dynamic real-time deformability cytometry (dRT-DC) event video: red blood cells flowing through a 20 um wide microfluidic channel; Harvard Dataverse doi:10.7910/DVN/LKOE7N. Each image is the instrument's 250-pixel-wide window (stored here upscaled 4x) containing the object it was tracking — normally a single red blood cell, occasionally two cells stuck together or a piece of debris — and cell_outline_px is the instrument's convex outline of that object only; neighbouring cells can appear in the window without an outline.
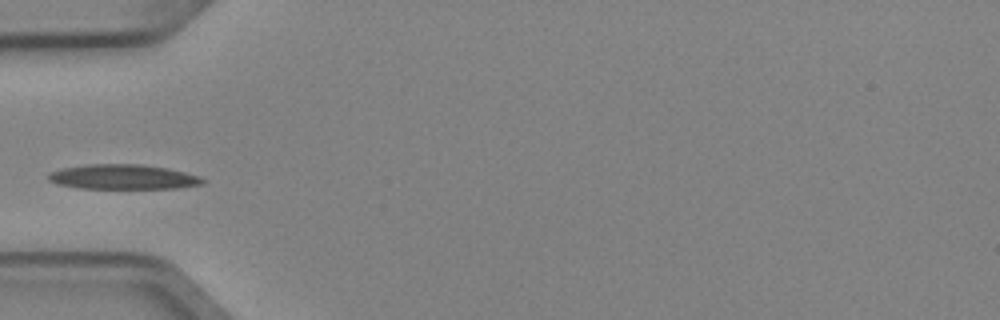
{"species": "Egyptian fruit bat (a non-hibernating species)", "species_latin": "Rousettus aegyptiacus", "temperature_condition": "cold", "stored_images_in_passage": 4, "camera_frame_rate_fps": 3000, "um_per_image_px": 0.085, "animal": {"sex": "female"}, "frame": {"image": 1, "passage_image": 4, "time_ms": 1.0, "image_size_px": [1000, 320], "cell_outline_px": [[208, 180], [204, 184], [176, 188], [76, 188], [56, 184], [48, 180], [48, 172], [60, 168], [84, 164], [140, 164], [168, 168], [200, 176]], "centroid_in_image_um": [10.44, 15.03], "position_along_channel_um": 74.6, "area_um2": 22.6}}